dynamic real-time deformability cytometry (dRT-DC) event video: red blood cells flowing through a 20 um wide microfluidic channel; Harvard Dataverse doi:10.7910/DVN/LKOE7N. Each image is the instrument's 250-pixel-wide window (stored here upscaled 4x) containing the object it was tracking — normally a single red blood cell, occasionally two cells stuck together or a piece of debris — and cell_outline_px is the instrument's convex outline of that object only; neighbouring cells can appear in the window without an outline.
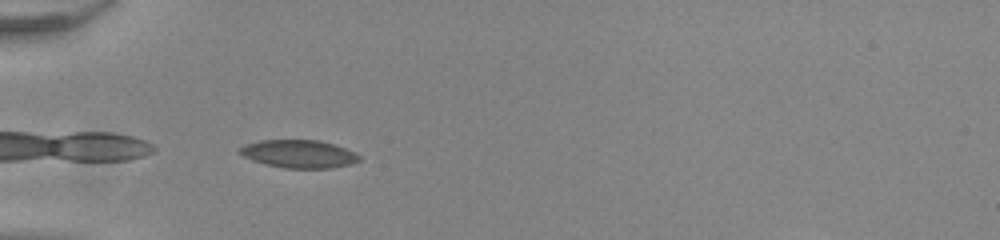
{"species": "common noctule bat (a hibernating species)", "species_latin": "Nyctalus noctula", "temperature_condition": "room temperature", "stored_images_in_passage": 37, "camera_frame_rate_fps": 3000, "um_per_image_px": 0.085, "animal": {"sex": "male", "body_mass_g": 20.0, "forearm_length_mm": 53.3}, "frame": {"image": 1, "passage_image": 1, "time_ms": 0.0, "image_size_px": [1000, 240], "cell_outline_px": [[360, 160], [352, 164], [332, 168], [284, 168], [264, 164], [252, 160], [236, 152], [244, 144], [260, 140], [320, 140], [344, 148], [360, 156]], "centroid_in_image_um": [25.36, 13.08], "position_along_channel_um": 59.6, "area_um2": 19.48}}
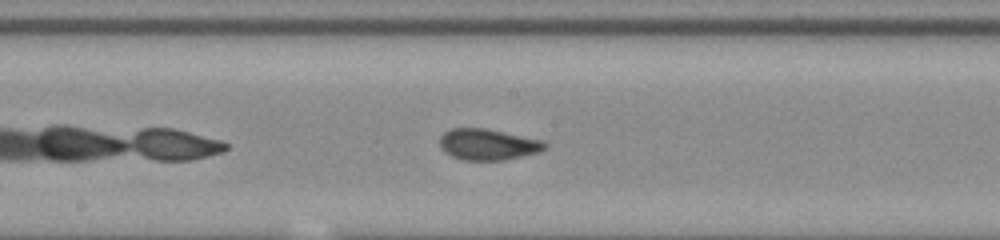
{"frame": {"image": 2, "passage_image": 13, "time_ms": 4.0, "image_size_px": [1000, 240], "cell_outline_px": [[548, 148], [540, 152], [504, 160], [464, 160], [452, 156], [444, 152], [440, 148], [440, 136], [444, 132], [452, 128], [488, 128], [544, 140], [548, 144]], "centroid_in_image_um": [41.51, 12.27], "position_along_channel_um": 206.7, "area_um2": 19.42}}
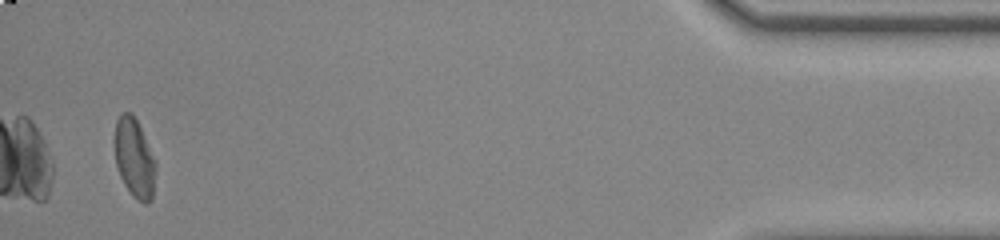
{"frame": {"image": 3, "passage_image": 35, "time_ms": 11.333, "image_size_px": [1000, 240], "cell_outline_px": [[156, 168], [152, 200], [148, 204], [144, 204], [132, 196], [124, 184], [120, 176], [116, 164], [112, 140], [116, 120], [124, 112], [132, 112], [140, 128], [156, 164]], "centroid_in_image_um": [11.38, 13.46], "position_along_channel_um": 423.8, "area_um2": 19.13}, "authors_computed_cell_mechanics": {"area_um2": 19.074, "velocity_mm_per_s": 3.9136, "shape_relaxation_time_tau1_ms": 7.9296, "shape_relaxation_time_tau2_ms": 1.1257, "deformation_change_tau1": 0.1783, "deformation_change_tau2": 0.0592}}